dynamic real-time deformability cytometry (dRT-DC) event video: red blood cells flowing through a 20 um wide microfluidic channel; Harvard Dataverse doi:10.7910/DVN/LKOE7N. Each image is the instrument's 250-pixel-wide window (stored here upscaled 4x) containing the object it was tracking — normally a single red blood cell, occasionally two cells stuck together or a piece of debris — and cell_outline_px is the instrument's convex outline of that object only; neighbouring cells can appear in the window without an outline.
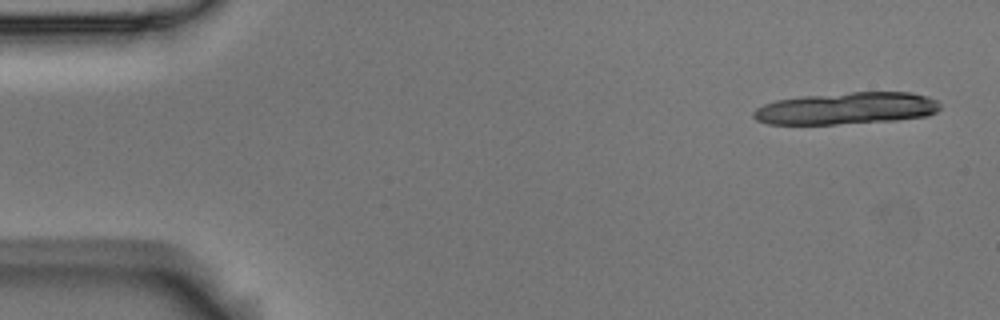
{"species": "Egyptian fruit bat (a non-hibernating species)", "species_latin": "Rousettus aegyptiacus", "temperature_condition": "room temperature", "stored_images_in_passage": 13, "camera_frame_rate_fps": 3000, "um_per_image_px": 0.085, "animal": {"sex": "male"}, "frame": {"image": 1, "passage_image": 1, "time_ms": 0.0, "image_size_px": [1000, 320], "cell_outline_px": [[940, 108], [936, 112], [928, 116], [896, 120], [836, 124], [768, 124], [756, 120], [752, 116], [752, 112], [756, 108], [764, 104], [776, 100], [804, 96], [852, 92], [912, 92], [928, 96], [936, 100], [940, 104]], "centroid_in_image_um": [71.96, 9.21], "position_along_channel_um": 13.0, "area_um2": 34.91}}
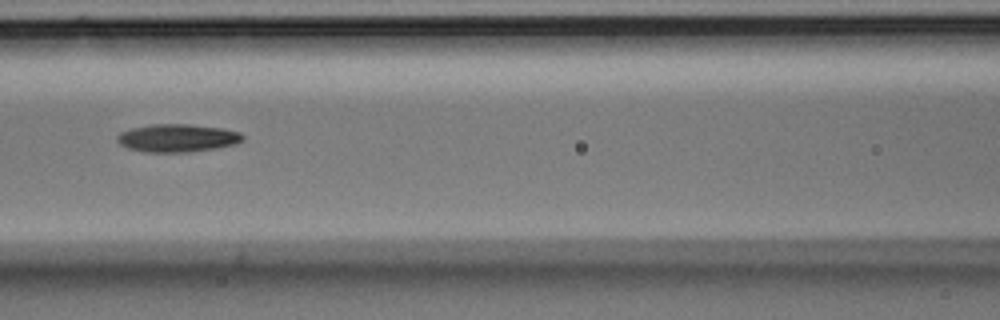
{"frame": {"image": 2, "passage_image": 6, "time_ms": 1.667, "image_size_px": [1000, 320], "cell_outline_px": [[244, 140], [236, 144], [216, 148], [188, 152], [144, 152], [128, 148], [120, 144], [116, 140], [116, 136], [120, 132], [132, 128], [152, 124], [188, 124], [224, 128], [240, 132], [244, 136]], "centroid_in_image_um": [15.09, 11.73], "position_along_channel_um": 151.5, "area_um2": 20.58}}
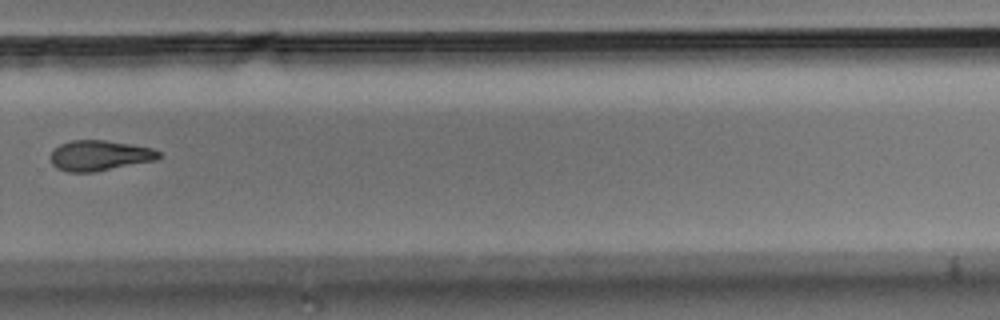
{"frame": {"image": 3, "passage_image": 10, "time_ms": 3.0, "image_size_px": [1000, 320], "cell_outline_px": [[160, 156], [156, 160], [96, 172], [64, 172], [56, 168], [52, 164], [52, 152], [60, 144], [72, 140], [104, 140], [152, 148], [160, 152]], "centroid_in_image_um": [8.46, 13.23], "position_along_channel_um": 321.3, "area_um2": 19.07}}